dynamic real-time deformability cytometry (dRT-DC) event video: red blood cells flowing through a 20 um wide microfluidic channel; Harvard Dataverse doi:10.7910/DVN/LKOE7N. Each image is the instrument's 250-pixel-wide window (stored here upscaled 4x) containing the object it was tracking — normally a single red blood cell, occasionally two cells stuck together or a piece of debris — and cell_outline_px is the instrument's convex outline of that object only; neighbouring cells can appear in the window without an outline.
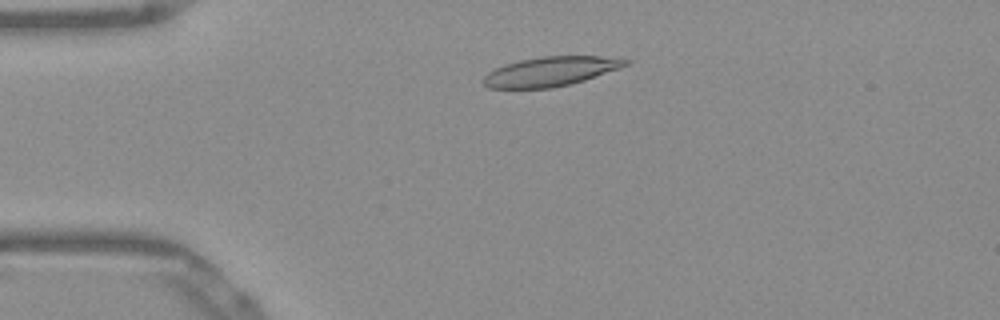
{"species": "Egyptian fruit bat (a non-hibernating species)", "species_latin": "Rousettus aegyptiacus", "temperature_condition": "warm", "stored_images_in_passage": 49, "camera_frame_rate_fps": 3000, "um_per_image_px": 0.085, "frame": {"image": 1, "passage_image": 9, "time_ms": 2.667, "image_size_px": [1000, 320], "cell_outline_px": [[632, 60], [628, 64], [620, 68], [572, 84], [552, 88], [488, 88], [480, 80], [488, 72], [504, 64], [520, 60], [544, 56], [600, 56]], "centroid_in_image_um": [46.78, 6.08], "position_along_channel_um": 38.2, "area_um2": 24.39}}
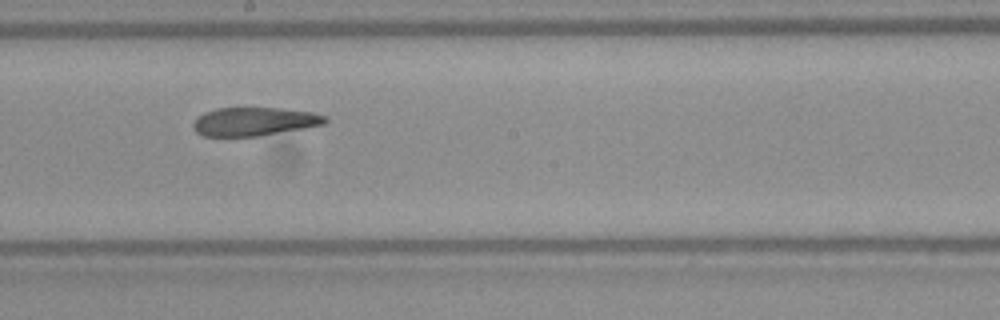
{"frame": {"image": 2, "passage_image": 26, "time_ms": 8.333, "image_size_px": [1000, 320], "cell_outline_px": [[328, 120], [324, 124], [256, 136], [204, 136], [196, 132], [192, 124], [196, 116], [204, 112], [216, 108], [284, 108], [312, 112], [328, 116]], "centroid_in_image_um": [21.58, 10.31], "position_along_channel_um": 226.6, "area_um2": 21.85}}
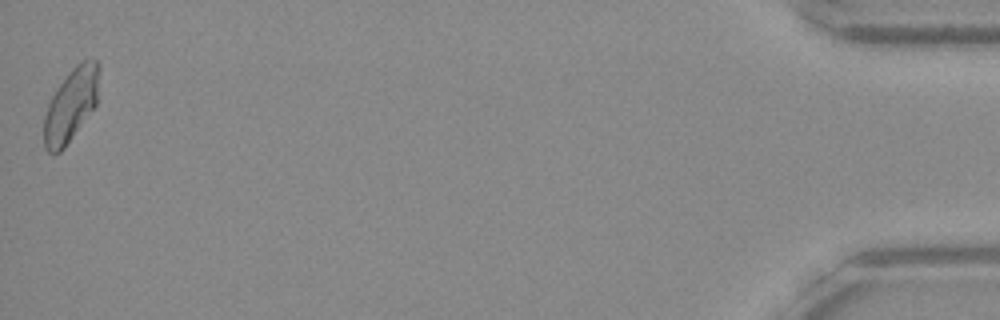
{"frame": {"image": 3, "passage_image": 49, "time_ms": 16.0, "image_size_px": [1000, 320], "cell_outline_px": [[100, 68], [96, 104], [64, 148], [60, 152], [52, 156], [44, 148], [44, 116], [48, 104], [56, 88], [72, 68], [76, 64], [84, 60], [96, 60], [100, 64]], "centroid_in_image_um": [6.01, 8.93], "position_along_channel_um": 429.2, "area_um2": 23.41}, "authors_computed_cell_mechanics": {"area_um2": 23.5824, "velocity_mm_per_s": 3.8862, "shape_relaxation_time_tau1_ms": null, "shape_relaxation_time_tau2_ms": 3.1738, "deformation_change_tau1": null, "deformation_change_tau2": 0.1114}}